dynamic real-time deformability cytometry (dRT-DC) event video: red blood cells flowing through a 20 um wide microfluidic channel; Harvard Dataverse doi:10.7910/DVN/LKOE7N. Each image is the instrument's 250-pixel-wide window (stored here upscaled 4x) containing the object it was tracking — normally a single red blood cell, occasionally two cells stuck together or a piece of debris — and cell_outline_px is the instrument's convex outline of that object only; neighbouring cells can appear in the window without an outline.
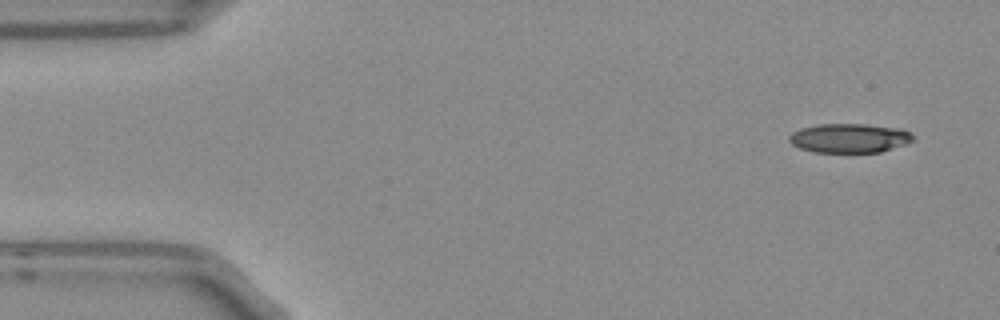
{"species": "Egyptian fruit bat (a non-hibernating species)", "species_latin": "Rousettus aegyptiacus", "temperature_condition": "room temperature", "stored_images_in_passage": 4, "camera_frame_rate_fps": 3000, "um_per_image_px": 0.085, "frame": {"image": 1, "passage_image": 1, "time_ms": 0.0, "image_size_px": [1000, 320], "cell_outline_px": [[916, 140], [880, 152], [812, 152], [800, 148], [792, 144], [788, 140], [788, 136], [792, 132], [800, 128], [816, 124], [864, 124], [900, 128], [908, 132]], "centroid_in_image_um": [72.15, 11.73], "position_along_channel_um": 12.8, "area_um2": 21.1}}
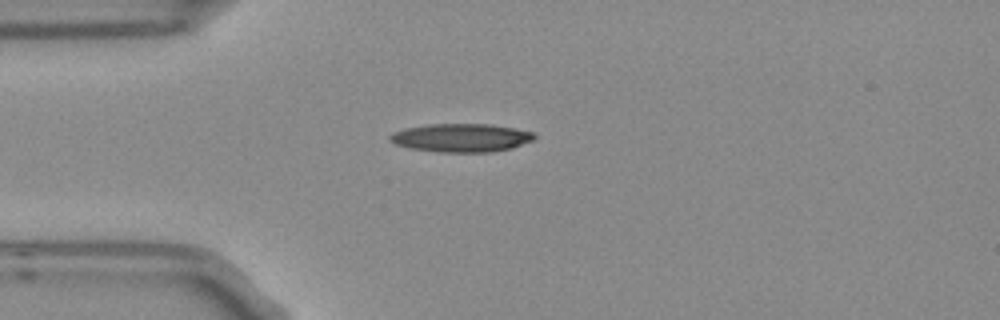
{"frame": {"image": 2, "passage_image": 4, "time_ms": 1.0, "image_size_px": [1000, 320], "cell_outline_px": [[536, 136], [532, 140], [512, 148], [492, 152], [440, 152], [408, 148], [396, 144], [388, 140], [388, 136], [396, 132], [408, 128], [432, 124], [492, 124], [532, 132]], "centroid_in_image_um": [39.2, 11.72], "position_along_channel_um": 45.8, "area_um2": 23.64}}